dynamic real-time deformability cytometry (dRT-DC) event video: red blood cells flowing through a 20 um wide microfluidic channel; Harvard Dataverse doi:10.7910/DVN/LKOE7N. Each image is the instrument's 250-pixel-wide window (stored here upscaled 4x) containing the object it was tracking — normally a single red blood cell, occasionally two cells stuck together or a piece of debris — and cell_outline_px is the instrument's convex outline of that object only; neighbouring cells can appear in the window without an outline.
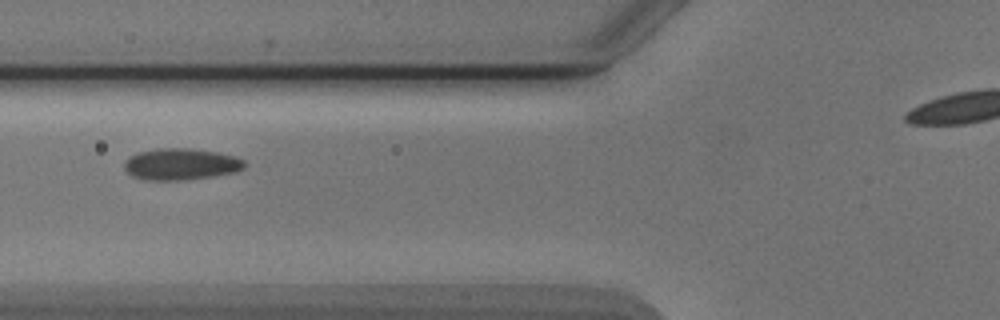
{"species": "Egyptian fruit bat (a non-hibernating species)", "species_latin": "Rousettus aegyptiacus", "temperature_condition": "cold", "stored_images_in_passage": 5, "camera_frame_rate_fps": 3000, "um_per_image_px": 0.085, "animal": {"sex": "male"}, "frame": {"image": 1, "passage_image": 5, "time_ms": 4.667, "image_size_px": [1000, 320], "cell_outline_px": [[244, 168], [236, 172], [212, 176], [180, 180], [144, 180], [132, 176], [124, 168], [124, 160], [128, 156], [136, 152], [160, 148], [192, 148], [216, 152], [232, 156], [244, 160]], "centroid_in_image_um": [15.32, 13.95], "position_along_channel_um": 110.5, "area_um2": 22.14}}